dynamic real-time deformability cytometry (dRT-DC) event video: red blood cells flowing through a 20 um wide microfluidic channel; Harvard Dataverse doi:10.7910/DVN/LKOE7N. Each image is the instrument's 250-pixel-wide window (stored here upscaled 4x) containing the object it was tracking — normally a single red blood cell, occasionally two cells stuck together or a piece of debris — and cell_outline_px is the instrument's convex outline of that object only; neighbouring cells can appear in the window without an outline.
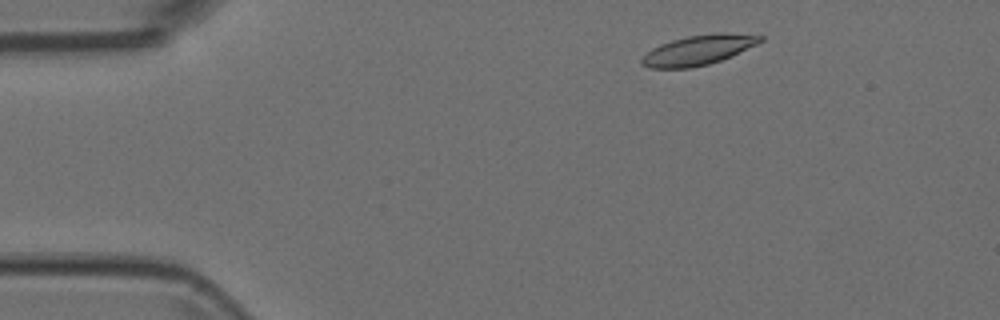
{"species": "Egyptian fruit bat (a non-hibernating species)", "species_latin": "Rousettus aegyptiacus", "temperature_condition": "room temperature", "stored_images_in_passage": 3, "camera_frame_rate_fps": 3000, "um_per_image_px": 0.085, "animal": {"sex": "female"}, "frame": {"image": 1, "passage_image": 1, "time_ms": 0.0, "image_size_px": [1000, 320], "cell_outline_px": [[764, 40], [756, 44], [720, 60], [708, 64], [692, 68], [648, 68], [640, 64], [640, 60], [652, 48], [660, 44], [672, 40], [688, 36], [720, 32], [724, 32], [764, 36]], "centroid_in_image_um": [59.32, 4.25], "position_along_channel_um": 25.7, "area_um2": 20.4}}